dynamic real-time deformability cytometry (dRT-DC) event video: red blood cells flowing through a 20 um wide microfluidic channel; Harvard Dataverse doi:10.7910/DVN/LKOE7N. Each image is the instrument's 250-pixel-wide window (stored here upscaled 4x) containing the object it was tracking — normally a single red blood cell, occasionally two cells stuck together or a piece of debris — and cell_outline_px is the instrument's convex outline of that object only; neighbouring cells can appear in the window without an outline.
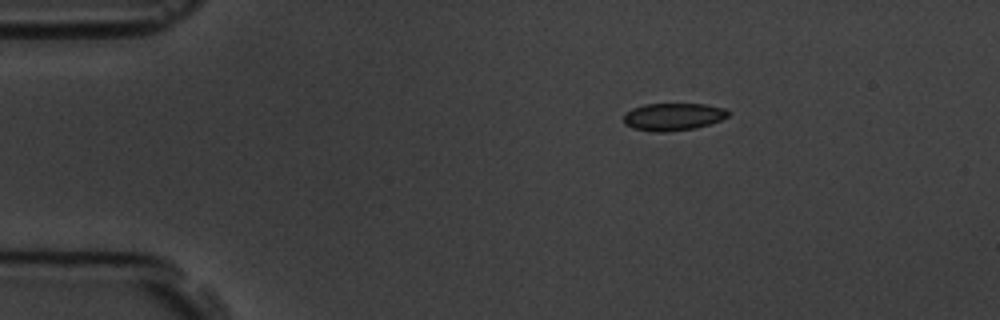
{"species": "common noctule bat (a hibernating species)", "species_latin": "Nyctalus noctula", "temperature_condition": "room temperature", "stored_images_in_passage": 3, "camera_frame_rate_fps": 3000, "um_per_image_px": 0.085, "animal": {"sex": "male", "body_mass_g": 19.5, "forearm_length_mm": 54.6}, "frame": {"image": 1, "passage_image": 1, "time_ms": 0.0, "image_size_px": [1000, 320], "cell_outline_px": [[728, 116], [720, 120], [696, 128], [664, 132], [656, 132], [632, 128], [624, 124], [624, 112], [632, 108], [644, 104], [704, 104], [724, 108], [728, 112]], "centroid_in_image_um": [57.16, 9.92], "position_along_channel_um": 27.8, "area_um2": 16.7}}